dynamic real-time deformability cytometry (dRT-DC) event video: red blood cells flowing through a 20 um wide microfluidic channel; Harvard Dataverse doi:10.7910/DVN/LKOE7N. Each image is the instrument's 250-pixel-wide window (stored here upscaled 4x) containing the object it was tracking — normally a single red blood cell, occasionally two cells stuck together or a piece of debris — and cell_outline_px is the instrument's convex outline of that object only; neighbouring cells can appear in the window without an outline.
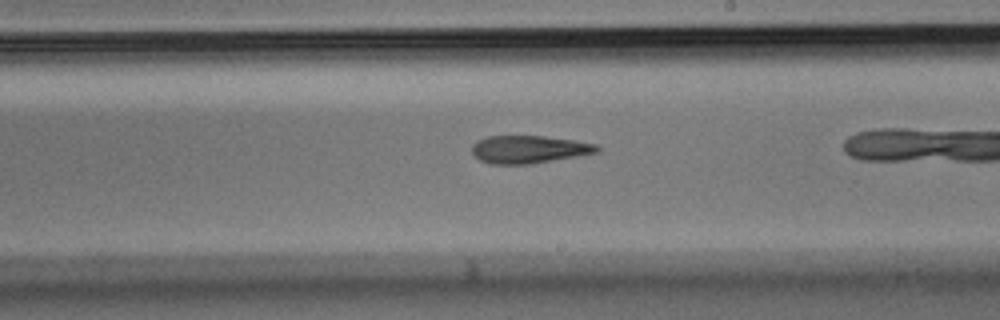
{"species": "Egyptian fruit bat (a non-hibernating species)", "species_latin": "Rousettus aegyptiacus", "temperature_condition": "room temperature", "stored_images_in_passage": 25, "camera_frame_rate_fps": 3000, "um_per_image_px": 0.085, "animal": {"sex": "male"}, "frame": {"image": 1, "passage_image": 15, "time_ms": 4.667, "image_size_px": [1000, 320], "cell_outline_px": [[600, 152], [528, 164], [492, 164], [480, 160], [472, 152], [472, 144], [476, 140], [488, 136], [544, 136], [576, 140], [596, 144], [600, 148]], "centroid_in_image_um": [44.96, 12.68], "position_along_channel_um": 244.0, "area_um2": 20.17}}
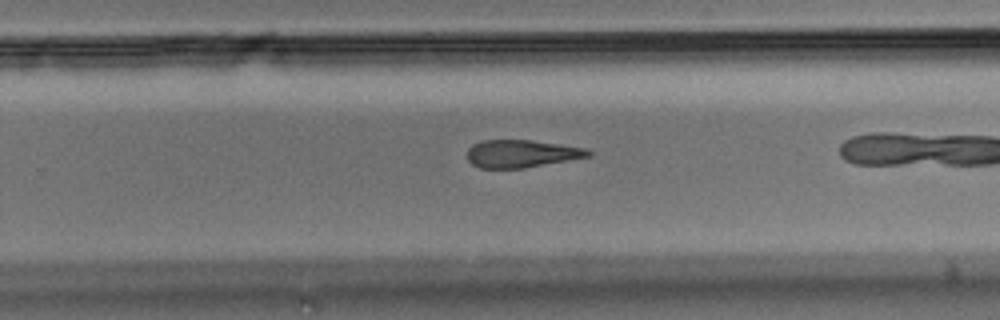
{"frame": {"image": 2, "passage_image": 18, "time_ms": 5.667, "image_size_px": [1000, 320], "cell_outline_px": [[592, 156], [524, 168], [480, 168], [472, 164], [468, 160], [468, 148], [472, 144], [480, 140], [532, 140], [588, 148], [592, 152]], "centroid_in_image_um": [44.34, 13.05], "position_along_channel_um": 285.5, "area_um2": 19.65}}